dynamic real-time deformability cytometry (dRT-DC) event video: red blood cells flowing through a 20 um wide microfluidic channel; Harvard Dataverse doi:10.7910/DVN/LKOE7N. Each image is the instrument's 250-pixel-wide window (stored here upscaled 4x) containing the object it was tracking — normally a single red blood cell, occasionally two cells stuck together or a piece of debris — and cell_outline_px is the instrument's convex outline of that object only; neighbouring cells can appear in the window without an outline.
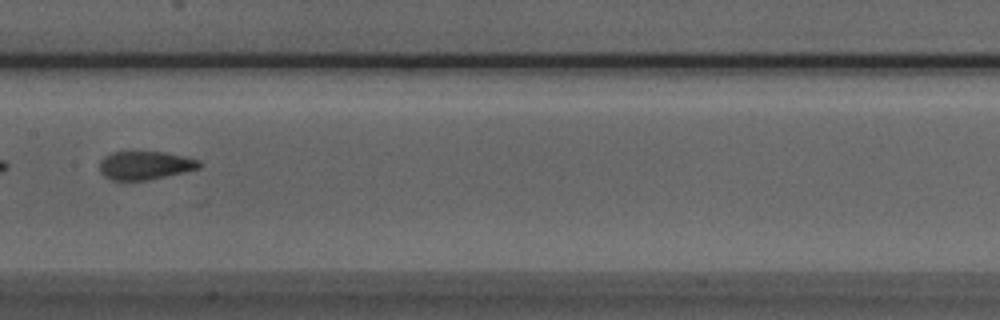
{"species": "Egyptian fruit bat (a non-hibernating species)", "species_latin": "Rousettus aegyptiacus", "temperature_condition": "room temperature", "stored_images_in_passage": 8, "segment_of_instrument_passage": [2, 2], "camera_frame_rate_fps": 3000, "um_per_image_px": 0.085, "animal": {"sex": "male"}, "frame": {"image": 1, "passage_image": 8, "time_ms": 2.333, "image_size_px": [1000, 320], "cell_outline_px": [[204, 164], [200, 168], [184, 172], [148, 180], [112, 180], [104, 176], [100, 172], [100, 160], [104, 156], [112, 152], [164, 152], [184, 156], [200, 160]], "centroid_in_image_um": [12.36, 14.05], "position_along_channel_um": 195.0, "area_um2": 16.59}}